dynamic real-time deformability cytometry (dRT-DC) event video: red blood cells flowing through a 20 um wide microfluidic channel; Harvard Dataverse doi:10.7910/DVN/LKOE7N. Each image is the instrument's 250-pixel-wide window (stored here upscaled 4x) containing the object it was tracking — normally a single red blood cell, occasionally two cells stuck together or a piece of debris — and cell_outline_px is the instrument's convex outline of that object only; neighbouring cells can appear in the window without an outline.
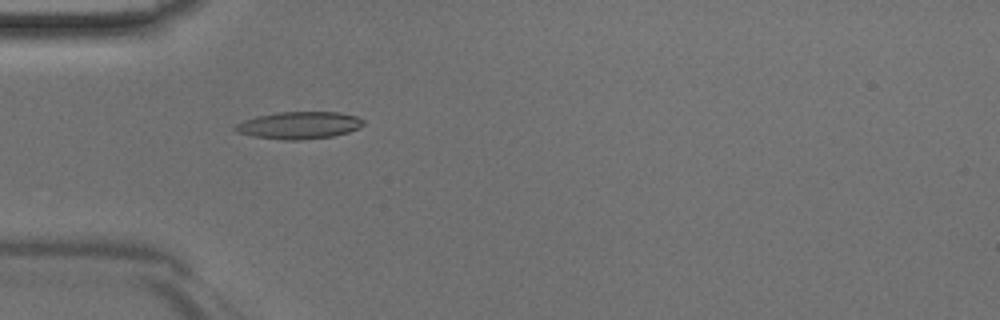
{"species": "Egyptian fruit bat (a non-hibernating species)", "species_latin": "Rousettus aegyptiacus", "temperature_condition": "room temperature", "stored_images_in_passage": 46, "camera_frame_rate_fps": 3000, "um_per_image_px": 0.085, "animal": {"sex": "male"}, "frame": {"image": 1, "passage_image": 14, "time_ms": 4.333, "image_size_px": [1000, 320], "cell_outline_px": [[364, 124], [360, 128], [348, 132], [332, 136], [296, 140], [284, 140], [252, 136], [236, 132], [232, 128], [236, 124], [244, 120], [256, 116], [276, 112], [340, 112], [356, 116], [364, 120]], "centroid_in_image_um": [25.41, 10.64], "position_along_channel_um": 59.6, "area_um2": 20.4}}
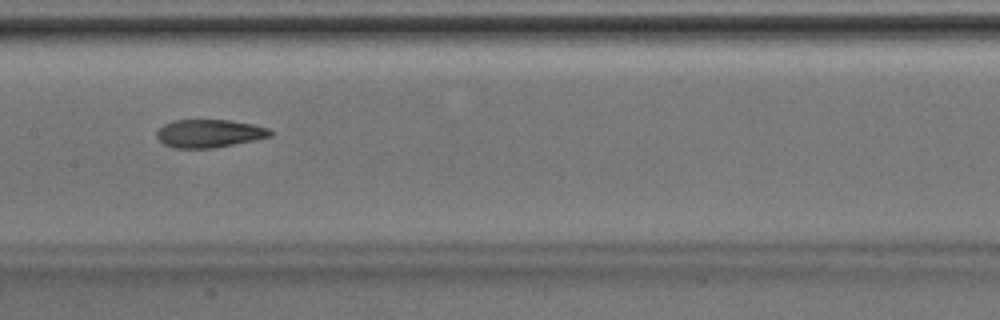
{"frame": {"image": 2, "passage_image": 23, "time_ms": 7.333, "image_size_px": [1000, 320], "cell_outline_px": [[272, 136], [216, 148], [172, 148], [164, 144], [156, 136], [156, 132], [164, 124], [172, 120], [228, 120], [252, 124], [268, 128], [272, 132]], "centroid_in_image_um": [17.76, 11.35], "position_along_channel_um": 189.6, "area_um2": 18.55}}
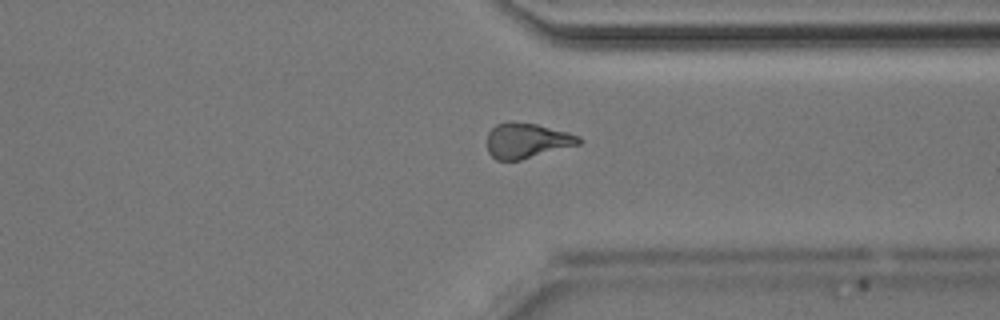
{"frame": {"image": 3, "passage_image": 35, "time_ms": 11.333, "image_size_px": [1000, 320], "cell_outline_px": [[584, 140], [580, 144], [520, 160], [496, 160], [488, 152], [488, 132], [496, 124], [508, 120], [512, 120], [536, 124], [568, 132], [580, 136]], "centroid_in_image_um": [44.79, 11.93], "position_along_channel_um": 366.6, "area_um2": 18.96}}